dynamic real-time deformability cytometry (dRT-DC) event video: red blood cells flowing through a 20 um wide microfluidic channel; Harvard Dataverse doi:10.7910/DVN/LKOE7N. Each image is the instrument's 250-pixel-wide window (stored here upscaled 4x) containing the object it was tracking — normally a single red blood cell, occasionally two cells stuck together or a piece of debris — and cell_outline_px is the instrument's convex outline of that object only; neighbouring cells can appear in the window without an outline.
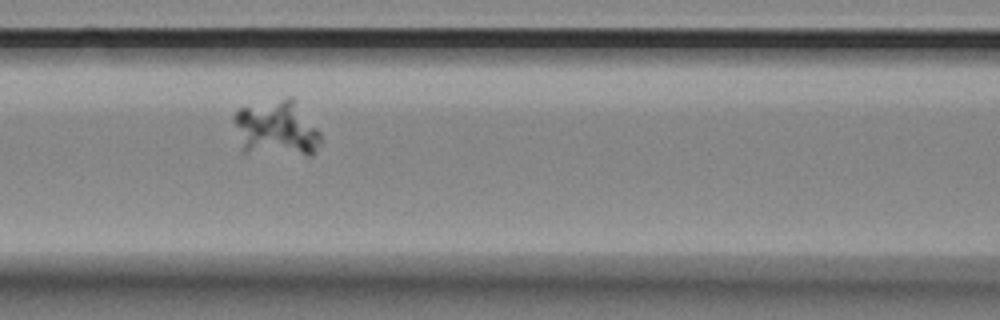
{"species": "Egyptian fruit bat (a non-hibernating species)", "species_latin": "Rousettus aegyptiacus", "temperature_condition": "room temperature", "stored_images_in_passage": 6, "camera_frame_rate_fps": 3000, "um_per_image_px": 0.085, "animal": {"sex": "female"}, "frame": {"image": 1, "passage_image": 4, "time_ms": 1.0, "image_size_px": [1000, 320], "cell_outline_px": [[320, 140], [312, 152], [308, 156], [244, 152], [232, 120], [232, 116], [240, 108], [288, 96], [292, 96], [320, 132]], "centroid_in_image_um": [23.48, 10.91], "position_along_channel_um": 143.1, "area_um2": 28.21}}
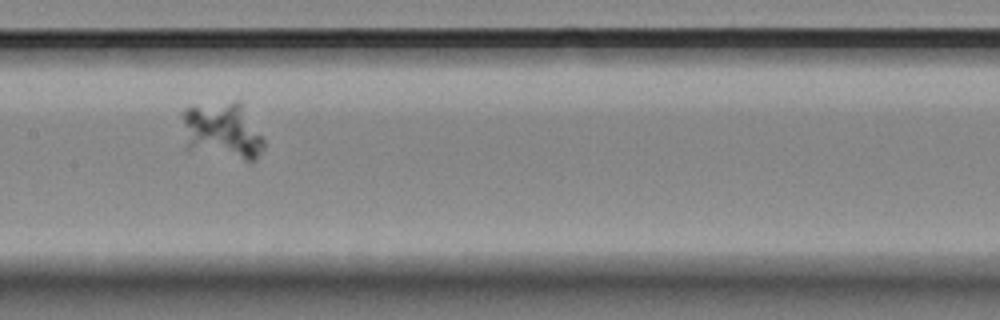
{"frame": {"image": 2, "passage_image": 5, "time_ms": 1.333, "image_size_px": [1000, 320], "cell_outline_px": [[264, 148], [256, 160], [248, 160], [184, 148], [180, 112], [184, 108], [236, 100], [240, 100], [264, 136]], "centroid_in_image_um": [18.88, 11.09], "position_along_channel_um": 188.5, "area_um2": 27.51}}
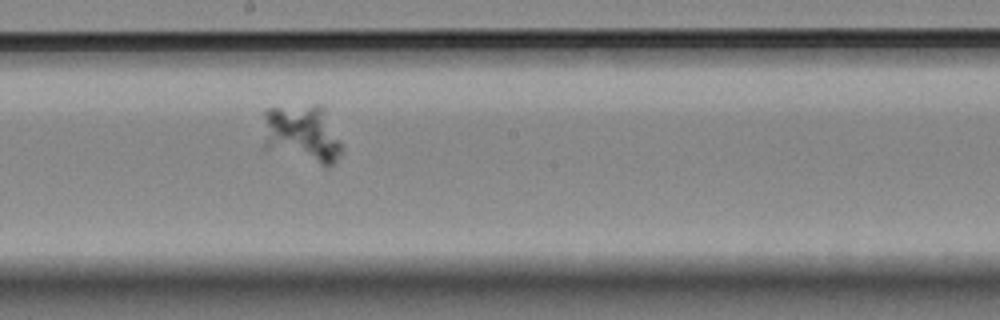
{"frame": {"image": 3, "passage_image": 6, "time_ms": 1.667, "image_size_px": [1000, 320], "cell_outline_px": [[344, 148], [340, 156], [328, 168], [264, 148], [264, 112], [268, 108], [316, 104], [324, 104]], "centroid_in_image_um": [25.74, 11.37], "position_along_channel_um": 222.5, "area_um2": 27.34}}